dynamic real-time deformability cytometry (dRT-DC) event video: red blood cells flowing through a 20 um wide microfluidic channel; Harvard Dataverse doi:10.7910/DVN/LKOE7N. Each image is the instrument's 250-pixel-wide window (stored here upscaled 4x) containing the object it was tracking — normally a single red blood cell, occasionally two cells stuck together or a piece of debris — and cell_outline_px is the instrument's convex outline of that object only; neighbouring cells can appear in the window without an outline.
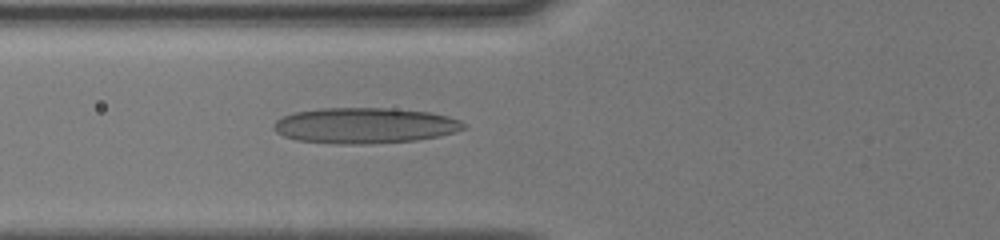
{"species": "human", "species_latin": "Homo sapiens", "temperature_condition": "cold", "stored_images_in_passage": 31, "camera_frame_rate_fps": 3000, "um_per_image_px": 0.085, "donor": {"sex": "male"}, "frame": {"image": 1, "passage_image": 25, "time_ms": 6.0, "image_size_px": [1000, 240], "cell_outline_px": [[468, 128], [456, 132], [416, 140], [360, 144], [336, 144], [296, 140], [284, 136], [276, 132], [272, 128], [272, 124], [276, 120], [292, 112], [320, 108], [384, 108], [428, 112], [448, 116], [460, 120]], "centroid_in_image_um": [30.96, 10.67], "position_along_channel_um": 94.8, "area_um2": 39.54}}
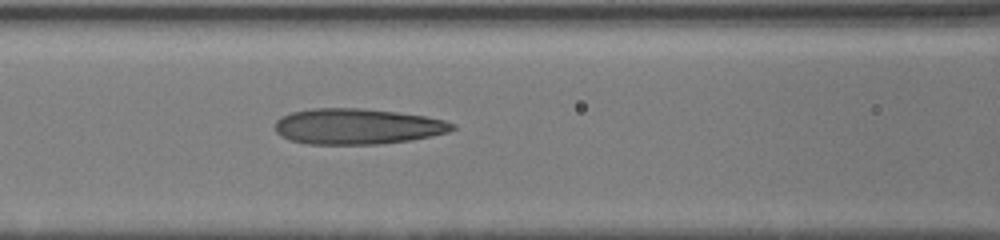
{"frame": {"image": 2, "passage_image": 30, "time_ms": 7.0, "image_size_px": [1000, 240], "cell_outline_px": [[456, 128], [448, 132], [432, 136], [412, 140], [380, 144], [308, 144], [292, 140], [280, 136], [276, 132], [276, 120], [280, 116], [292, 112], [312, 108], [364, 108], [396, 112], [424, 116], [444, 120], [456, 124]], "centroid_in_image_um": [30.38, 10.74], "position_along_channel_um": 136.2, "area_um2": 37.05}}